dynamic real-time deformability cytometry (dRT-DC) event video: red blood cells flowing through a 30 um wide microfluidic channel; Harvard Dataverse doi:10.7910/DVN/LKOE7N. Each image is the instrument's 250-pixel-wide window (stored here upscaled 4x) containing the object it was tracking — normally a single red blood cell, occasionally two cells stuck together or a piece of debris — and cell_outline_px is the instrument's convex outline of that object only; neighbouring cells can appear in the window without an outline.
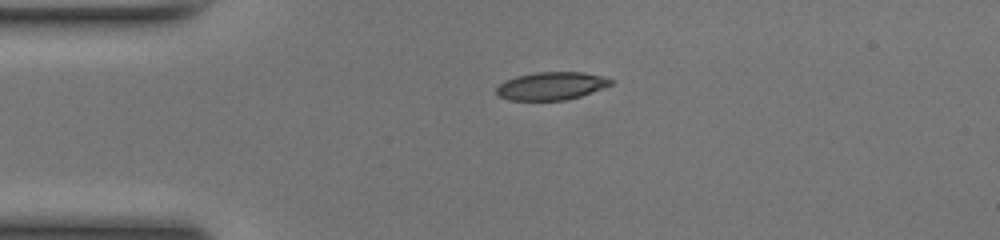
{"species": "common noctule bat (a hibernating species)", "species_latin": "Nyctalus noctula", "temperature_condition": "room temperature", "stored_images_in_passage": 39, "camera_frame_rate_fps": 3000, "um_per_image_px": 0.085, "animal": {"sex": "female", "body_mass_g": 17.0, "forearm_length_mm": 48.0}, "frame": {"image": 1, "passage_image": 1, "time_ms": 0.0, "image_size_px": [1000, 240], "cell_outline_px": [[612, 84], [604, 88], [568, 100], [508, 100], [496, 96], [496, 88], [504, 80], [516, 76], [536, 72], [584, 72], [604, 76], [612, 80]], "centroid_in_image_um": [46.84, 7.3], "position_along_channel_um": 38.2, "area_um2": 18.79}}
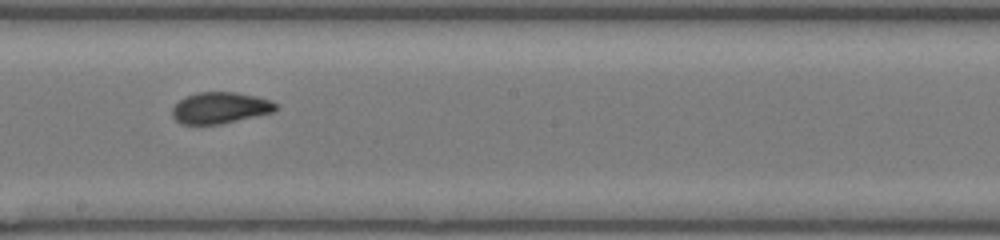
{"frame": {"image": 2, "passage_image": 17, "time_ms": 5.333, "image_size_px": [1000, 240], "cell_outline_px": [[276, 108], [272, 112], [220, 124], [180, 124], [172, 116], [172, 108], [184, 96], [196, 92], [236, 92], [256, 96], [272, 100], [276, 104]], "centroid_in_image_um": [18.67, 9.15], "position_along_channel_um": 229.5, "area_um2": 18.84}}
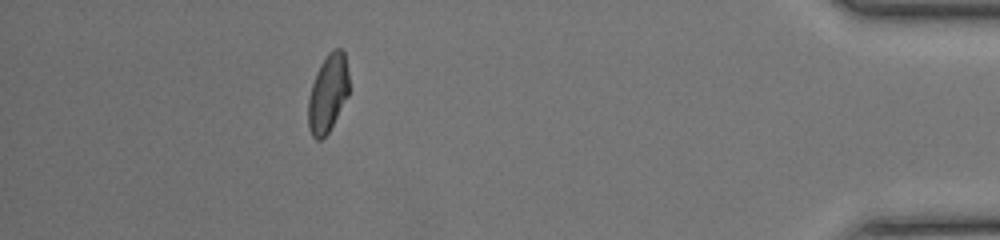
{"frame": {"image": 3, "passage_image": 34, "time_ms": 11.0, "image_size_px": [1000, 240], "cell_outline_px": [[348, 96], [328, 132], [320, 140], [316, 140], [312, 136], [308, 128], [308, 100], [312, 84], [316, 72], [320, 64], [328, 52], [332, 48], [340, 48], [344, 52], [348, 72]], "centroid_in_image_um": [27.86, 7.91], "position_along_channel_um": 407.3, "area_um2": 18.5}, "authors_computed_cell_mechanics": {"area_um2": 19.0162, "velocity_mm_per_s": 4.162, "shape_relaxation_time_tau1_ms": 4.236, "shape_relaxation_time_tau2_ms": 1.3715, "deformation_change_tau1": 0.1984, "deformation_change_tau2": 0.0759}}